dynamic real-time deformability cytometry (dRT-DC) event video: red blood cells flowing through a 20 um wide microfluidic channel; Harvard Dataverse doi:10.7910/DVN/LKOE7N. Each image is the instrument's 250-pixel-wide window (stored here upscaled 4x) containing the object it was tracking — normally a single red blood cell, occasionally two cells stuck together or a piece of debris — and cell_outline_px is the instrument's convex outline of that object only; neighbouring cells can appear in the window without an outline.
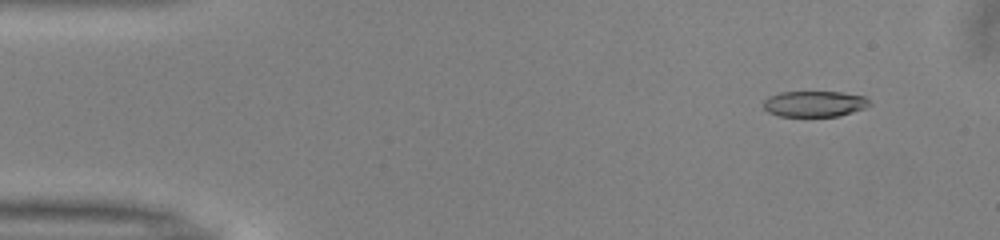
{"species": "common noctule bat (a hibernating species)", "species_latin": "Nyctalus noctula", "temperature_condition": "warm", "stored_images_in_passage": 13, "camera_frame_rate_fps": 3000, "um_per_image_px": 0.085, "animal": {"sex": "male", "body_mass_g": 13.0, "forearm_length_mm": 53.1}, "frame": {"image": 1, "passage_image": 4, "time_ms": 1.0, "image_size_px": [1000, 240], "cell_outline_px": [[872, 104], [864, 108], [840, 116], [780, 116], [768, 112], [764, 108], [764, 100], [768, 96], [780, 92], [840, 92], [864, 96]], "centroid_in_image_um": [69.22, 8.82], "position_along_channel_um": 15.8, "area_um2": 15.95}}